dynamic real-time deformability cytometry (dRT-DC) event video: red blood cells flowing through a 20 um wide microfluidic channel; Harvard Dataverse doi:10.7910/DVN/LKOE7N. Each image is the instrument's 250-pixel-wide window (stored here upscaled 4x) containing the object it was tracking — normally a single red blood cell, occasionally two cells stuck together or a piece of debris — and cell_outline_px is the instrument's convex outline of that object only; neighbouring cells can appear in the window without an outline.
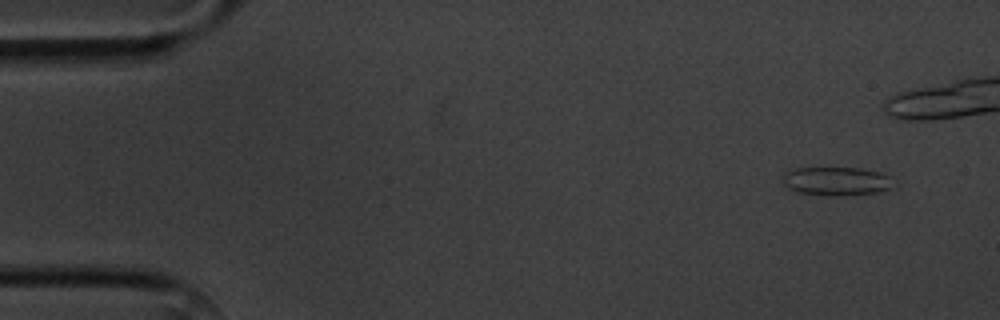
{"species": "common noctule bat (a hibernating species)", "species_latin": "Nyctalus noctula", "temperature_condition": "cold", "stored_images_in_passage": 2, "camera_frame_rate_fps": 3000, "um_per_image_px": 0.085, "animal": {"sex": "male", "body_mass_g": 20.1, "forearm_length_mm": 53.5}, "frame": {"image": 1, "passage_image": 1, "time_ms": 0.0, "image_size_px": [1000, 320], "cell_outline_px": [[892, 188], [876, 192], [840, 196], [828, 196], [800, 192], [788, 188], [784, 184], [784, 172], [796, 168], [860, 168], [876, 172], [884, 176]], "centroid_in_image_um": [70.99, 15.41], "position_along_channel_um": 14.0, "area_um2": 17.86}}